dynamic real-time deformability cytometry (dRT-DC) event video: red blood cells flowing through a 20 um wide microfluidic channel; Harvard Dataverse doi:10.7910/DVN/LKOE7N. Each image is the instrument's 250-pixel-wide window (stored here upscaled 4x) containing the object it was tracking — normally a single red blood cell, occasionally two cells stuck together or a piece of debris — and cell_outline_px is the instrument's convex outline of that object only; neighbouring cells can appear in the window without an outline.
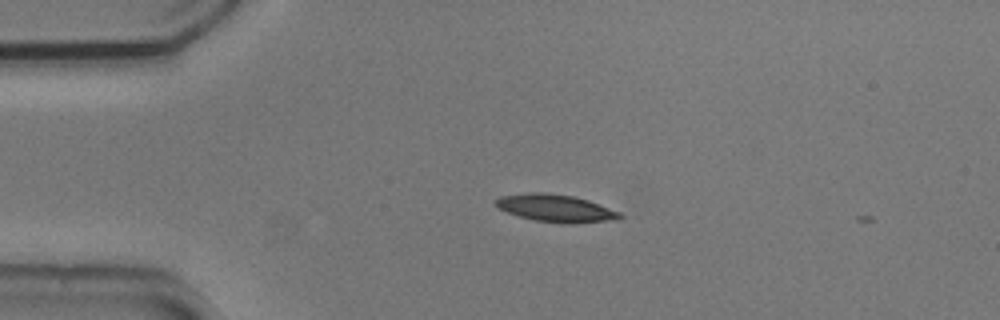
{"species": "common noctule bat (a hibernating species)", "species_latin": "Nyctalus noctula", "temperature_condition": "cold", "stored_images_in_passage": 2, "camera_frame_rate_fps": 3000, "um_per_image_px": 0.085, "animal": {"sex": "male", "body_mass_g": 20.5, "forearm_length_mm": 52.5}, "frame": {"image": 1, "passage_image": 1, "time_ms": 0.0, "image_size_px": [1000, 320], "cell_outline_px": [[624, 216], [604, 220], [564, 224], [536, 220], [520, 216], [508, 212], [500, 208], [496, 204], [496, 200], [500, 196], [528, 192], [544, 192], [572, 196], [588, 200], [620, 212]], "centroid_in_image_um": [47.19, 17.68], "position_along_channel_um": 37.8, "area_um2": 19.31}}